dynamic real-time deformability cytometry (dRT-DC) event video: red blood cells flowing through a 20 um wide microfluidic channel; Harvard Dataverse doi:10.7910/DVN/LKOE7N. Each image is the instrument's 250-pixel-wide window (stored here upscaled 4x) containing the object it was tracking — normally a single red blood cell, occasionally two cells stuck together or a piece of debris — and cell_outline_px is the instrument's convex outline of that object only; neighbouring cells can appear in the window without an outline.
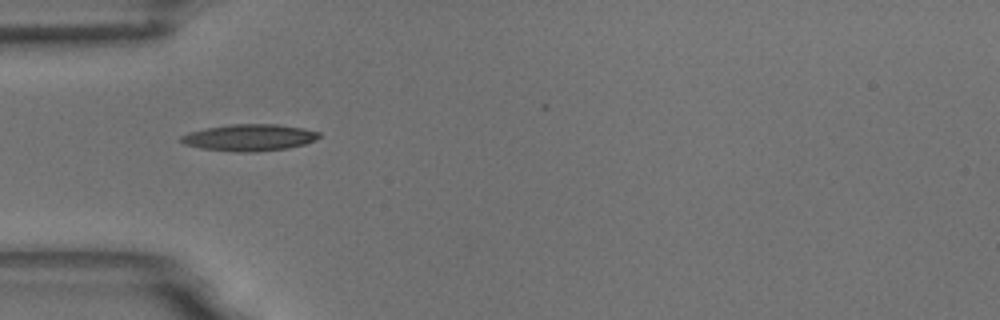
{"species": "common noctule bat (a hibernating species)", "species_latin": "Nyctalus noctula", "temperature_condition": "room temperature", "stored_images_in_passage": 28, "camera_frame_rate_fps": 3000, "um_per_image_px": 0.085, "animal": {"sex": "male", "body_mass_g": 18.8}, "frame": {"image": 1, "passage_image": 1, "time_ms": 0.0, "image_size_px": [1000, 320], "cell_outline_px": [[320, 136], [304, 144], [288, 148], [256, 152], [236, 152], [200, 148], [184, 144], [180, 140], [180, 136], [188, 132], [204, 128], [232, 124], [276, 124], [304, 128], [320, 132]], "centroid_in_image_um": [21.16, 11.69], "position_along_channel_um": 63.8, "area_um2": 21.5}}
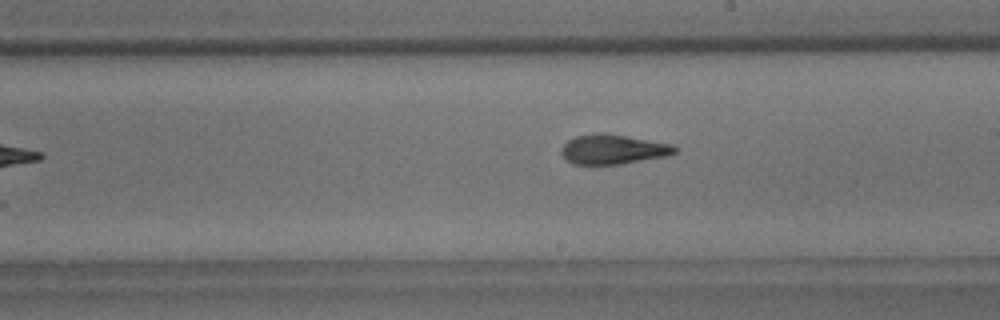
{"frame": {"image": 2, "passage_image": 16, "time_ms": 5.0, "image_size_px": [1000, 320], "cell_outline_px": [[676, 152], [668, 156], [620, 164], [572, 164], [560, 152], [560, 148], [568, 140], [576, 136], [600, 132], [604, 132], [676, 144]], "centroid_in_image_um": [52.14, 12.68], "position_along_channel_um": 236.9, "area_um2": 19.83}}
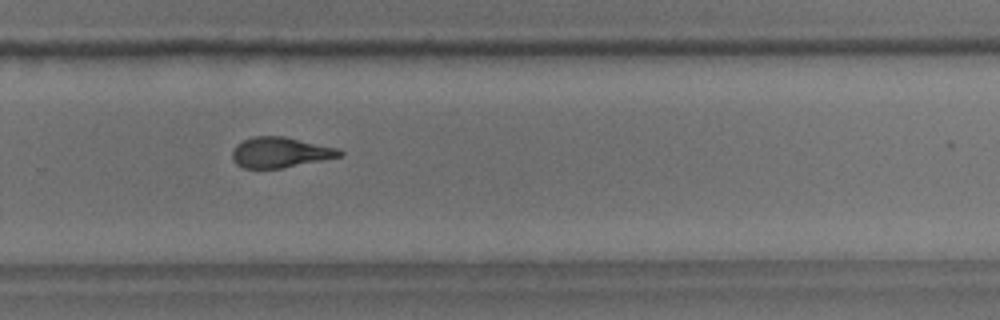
{"frame": {"image": 3, "passage_image": 22, "time_ms": 7.0, "image_size_px": [1000, 320], "cell_outline_px": [[344, 152], [340, 156], [280, 168], [244, 168], [236, 164], [232, 160], [232, 152], [236, 144], [252, 136], [284, 136], [336, 148]], "centroid_in_image_um": [23.75, 12.94], "position_along_channel_um": 306.1, "area_um2": 18.73}, "authors_computed_cell_mechanics": {"area_um2": 19.4786, "velocity_mm_per_s": 3.467, "shape_relaxation_time_tau1_ms": 5.5143, "shape_relaxation_time_tau2_ms": 3.1744, "deformation_change_tau1": 0.1839, "deformation_change_tau2": 0.1314}}